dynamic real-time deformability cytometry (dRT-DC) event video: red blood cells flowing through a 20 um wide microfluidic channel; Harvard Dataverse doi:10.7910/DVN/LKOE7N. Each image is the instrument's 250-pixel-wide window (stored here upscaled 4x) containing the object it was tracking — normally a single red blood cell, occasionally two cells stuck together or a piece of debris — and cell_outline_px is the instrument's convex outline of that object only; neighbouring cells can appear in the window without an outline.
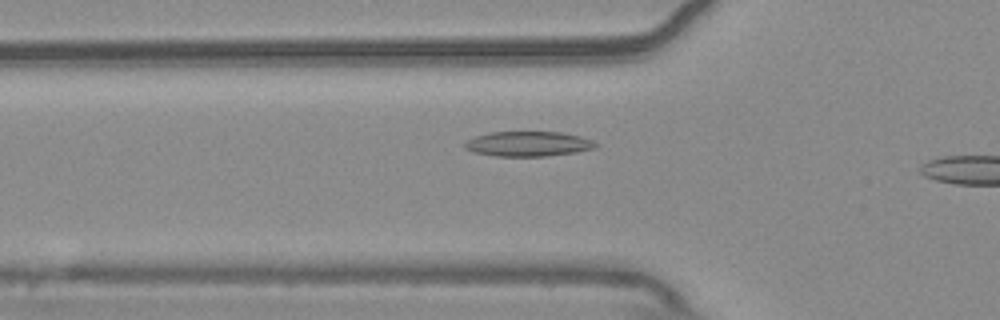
{"species": "common noctule bat (a hibernating species)", "species_latin": "Nyctalus noctula", "temperature_condition": "warm", "stored_images_in_passage": 12, "camera_frame_rate_fps": 3000, "um_per_image_px": 0.085, "animal": {"sex": "male", "body_mass_g": 20.4}, "frame": {"image": 1, "passage_image": 3, "time_ms": 0.667, "image_size_px": [1000, 320], "cell_outline_px": [[600, 144], [596, 148], [576, 152], [544, 156], [496, 156], [472, 152], [464, 148], [464, 144], [468, 140], [476, 136], [492, 132], [560, 132], [580, 136], [592, 140]], "centroid_in_image_um": [44.92, 12.23], "position_along_channel_um": 80.9, "area_um2": 19.02}}
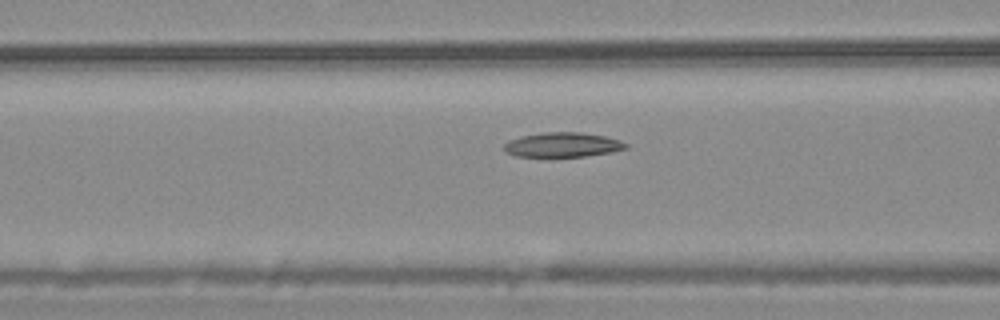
{"frame": {"image": 2, "passage_image": 6, "time_ms": 1.667, "image_size_px": [1000, 320], "cell_outline_px": [[628, 148], [612, 152], [584, 156], [516, 156], [508, 152], [504, 148], [504, 144], [508, 140], [520, 136], [544, 132], [580, 132], [604, 136], [620, 140], [628, 144]], "centroid_in_image_um": [47.84, 12.29], "position_along_channel_um": 118.8, "area_um2": 17.34}}
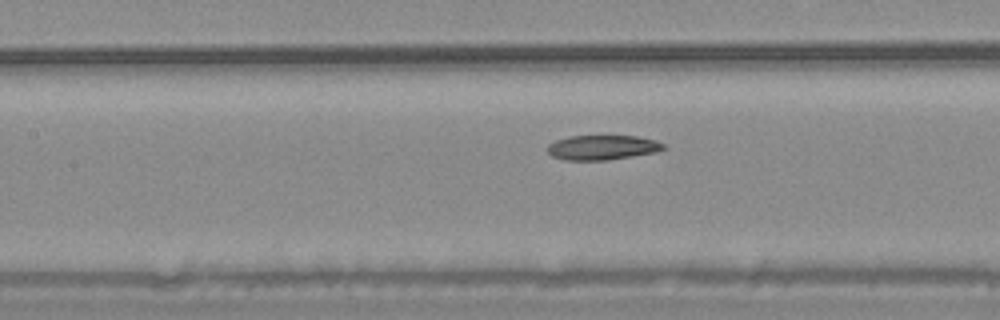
{"frame": {"image": 3, "passage_image": 9, "time_ms": 2.667, "image_size_px": [1000, 320], "cell_outline_px": [[668, 148], [656, 152], [608, 160], [564, 160], [552, 156], [548, 152], [548, 144], [556, 140], [568, 136], [636, 136], [656, 140], [664, 144]], "centroid_in_image_um": [51.22, 12.53], "position_along_channel_um": 156.2, "area_um2": 16.76}}